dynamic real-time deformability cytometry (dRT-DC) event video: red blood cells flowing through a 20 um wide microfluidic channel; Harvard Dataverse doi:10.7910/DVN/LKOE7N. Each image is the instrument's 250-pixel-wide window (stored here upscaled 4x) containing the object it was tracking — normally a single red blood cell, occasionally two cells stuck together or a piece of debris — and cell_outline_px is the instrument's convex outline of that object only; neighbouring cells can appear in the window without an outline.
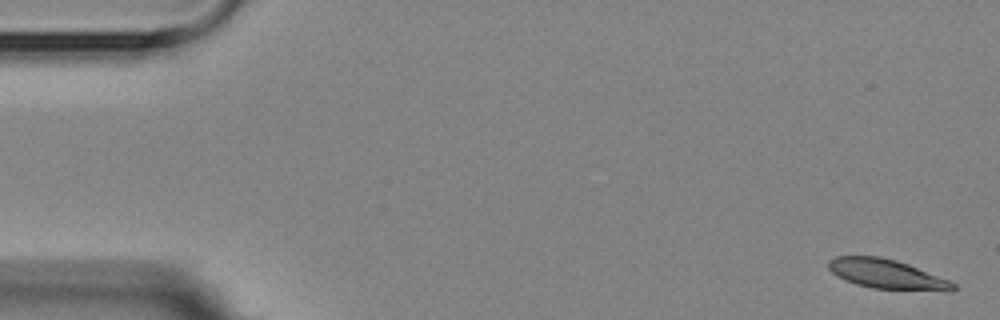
{"species": "Egyptian fruit bat (a non-hibernating species)", "species_latin": "Rousettus aegyptiacus", "temperature_condition": "room temperature", "stored_images_in_passage": 10, "camera_frame_rate_fps": 3000, "um_per_image_px": 0.085, "animal": {"sex": "female"}, "frame": {"image": 1, "passage_image": 1, "time_ms": 0.0, "image_size_px": [1000, 320], "cell_outline_px": [[956, 288], [952, 292], [948, 292], [872, 288], [856, 284], [844, 280], [836, 276], [828, 268], [828, 260], [836, 256], [880, 256], [896, 260], [908, 264], [948, 280], [956, 284]], "centroid_in_image_um": [75.38, 23.31], "position_along_channel_um": 9.6, "area_um2": 21.62}}
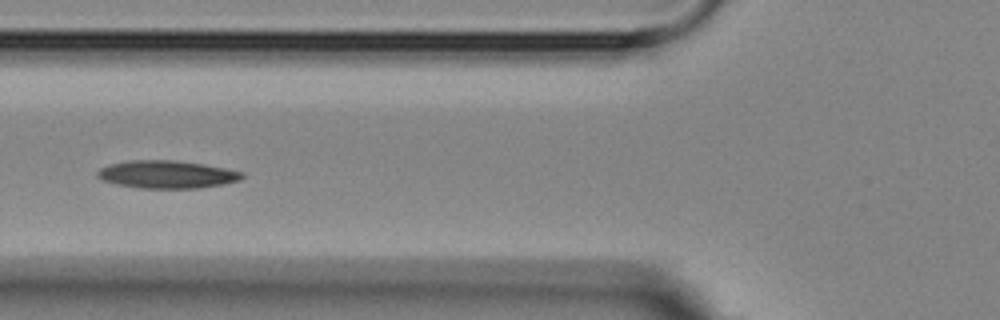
{"frame": {"image": 2, "passage_image": 6, "time_ms": 6.333, "image_size_px": [1000, 320], "cell_outline_px": [[244, 176], [240, 180], [220, 184], [196, 188], [140, 188], [116, 184], [104, 180], [96, 176], [96, 172], [100, 168], [108, 164], [128, 160], [176, 160], [204, 164], [244, 172]], "centroid_in_image_um": [14.15, 14.81], "position_along_channel_um": 111.7, "area_um2": 23.35}}
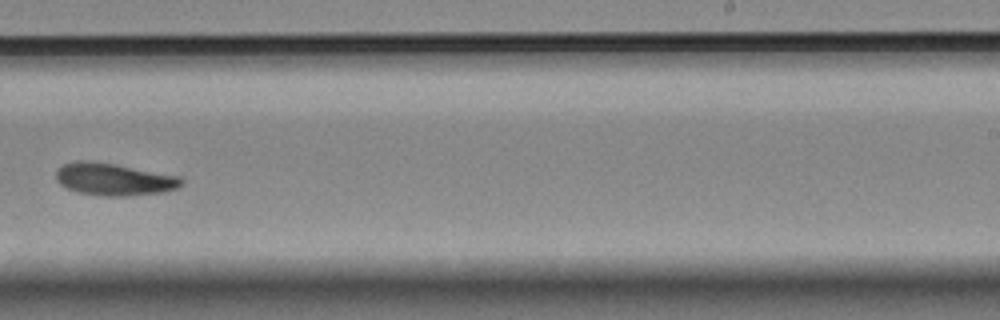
{"frame": {"image": 3, "passage_image": 10, "time_ms": 11.0, "image_size_px": [1000, 320], "cell_outline_px": [[184, 184], [176, 188], [164, 192], [128, 196], [104, 196], [80, 192], [64, 188], [56, 180], [56, 168], [64, 164], [76, 160], [88, 160], [116, 164], [180, 176], [184, 180]], "centroid_in_image_um": [9.68, 15.23], "position_along_channel_um": 279.3, "area_um2": 23.87}}